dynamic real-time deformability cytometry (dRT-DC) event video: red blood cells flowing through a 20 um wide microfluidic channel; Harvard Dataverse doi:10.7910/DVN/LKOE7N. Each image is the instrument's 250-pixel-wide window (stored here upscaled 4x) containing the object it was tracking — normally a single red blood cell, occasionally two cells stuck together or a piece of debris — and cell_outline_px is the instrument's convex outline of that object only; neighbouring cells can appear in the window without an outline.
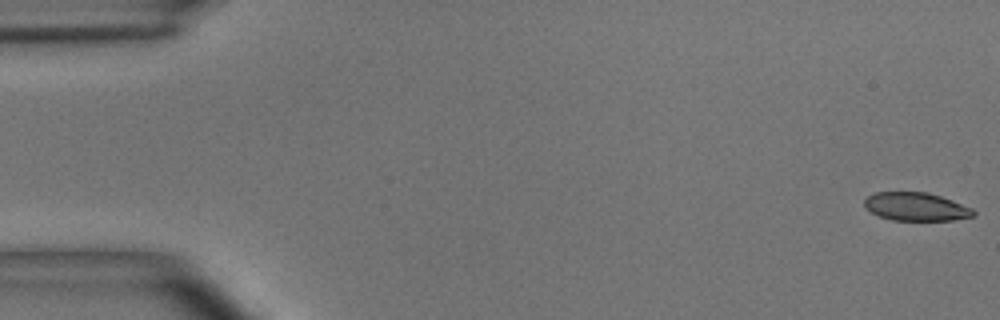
{"species": "common noctule bat (a hibernating species)", "species_latin": "Nyctalus noctula", "temperature_condition": "room temperature", "stored_images_in_passage": 53, "camera_frame_rate_fps": 3000, "um_per_image_px": 0.085, "animal": {"sex": "male", "body_mass_g": 15.6}, "frame": {"image": 1, "passage_image": 1, "time_ms": 0.0, "image_size_px": [1000, 320], "cell_outline_px": [[976, 216], [952, 220], [892, 220], [880, 216], [864, 208], [864, 200], [868, 196], [876, 192], [928, 192], [952, 200], [972, 208], [976, 212]], "centroid_in_image_um": [77.87, 17.57], "position_along_channel_um": 7.1, "area_um2": 17.98}}
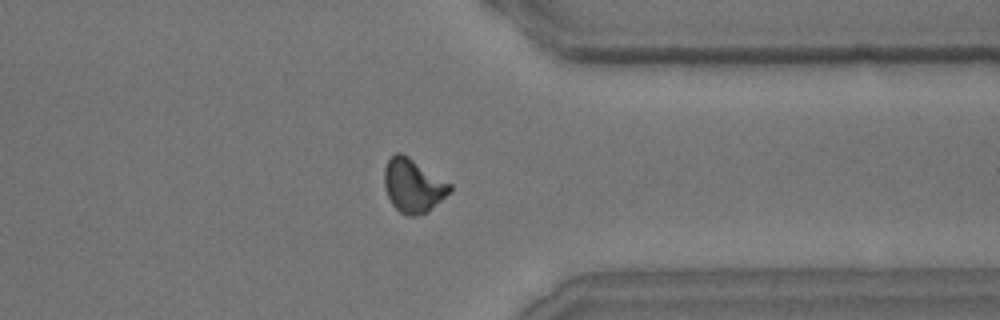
{"frame": {"image": 2, "passage_image": 43, "time_ms": 14.0, "image_size_px": [1000, 320], "cell_outline_px": [[452, 192], [428, 212], [412, 216], [408, 216], [400, 212], [392, 204], [384, 188], [384, 168], [388, 160], [396, 152], [400, 152], [408, 156], [452, 184]], "centroid_in_image_um": [35.13, 15.78], "position_along_channel_um": 376.3, "area_um2": 20.63}}
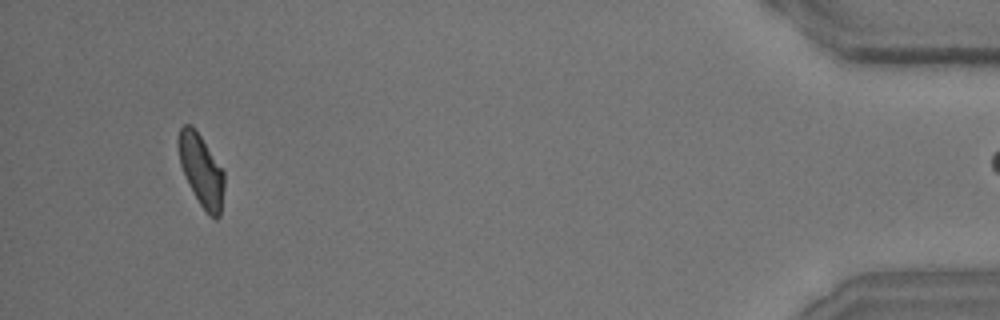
{"frame": {"image": 3, "passage_image": 52, "time_ms": 17.0, "image_size_px": [1000, 320], "cell_outline_px": [[224, 188], [220, 216], [216, 220], [208, 216], [200, 204], [180, 164], [176, 140], [180, 128], [184, 124], [192, 124], [224, 172]], "centroid_in_image_um": [17.1, 14.47], "position_along_channel_um": 418.1, "area_um2": 18.96}}